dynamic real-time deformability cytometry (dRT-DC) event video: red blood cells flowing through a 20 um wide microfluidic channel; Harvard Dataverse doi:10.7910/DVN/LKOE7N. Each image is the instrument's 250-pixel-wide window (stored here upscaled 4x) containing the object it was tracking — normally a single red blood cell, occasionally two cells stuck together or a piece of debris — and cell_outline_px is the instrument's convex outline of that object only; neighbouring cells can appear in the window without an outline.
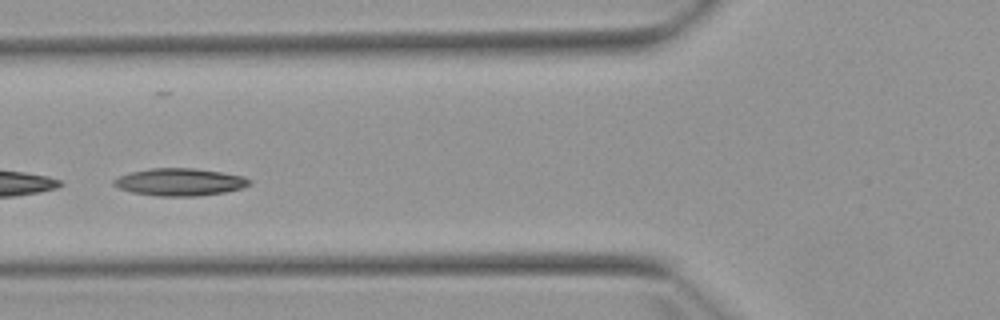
{"species": "Egyptian fruit bat (a non-hibernating species)", "species_latin": "Rousettus aegyptiacus", "temperature_condition": "warm", "stored_images_in_passage": 4, "camera_frame_rate_fps": 3000, "um_per_image_px": 0.085, "animal": {"sex": "female"}, "frame": {"image": 1, "passage_image": 2, "time_ms": 1.333, "image_size_px": [1000, 320], "cell_outline_px": [[252, 184], [240, 188], [224, 192], [196, 196], [156, 196], [132, 192], [120, 188], [112, 184], [112, 180], [120, 176], [132, 172], [152, 168], [196, 168], [244, 176], [252, 180]], "centroid_in_image_um": [15.3, 15.47], "position_along_channel_um": 110.5, "area_um2": 21.56}}
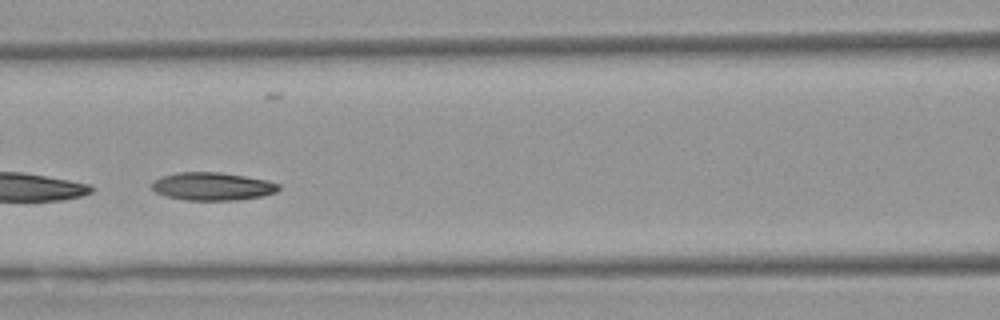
{"frame": {"image": 2, "passage_image": 3, "time_ms": 2.333, "image_size_px": [1000, 320], "cell_outline_px": [[280, 188], [276, 192], [260, 196], [240, 200], [184, 200], [168, 196], [156, 192], [152, 188], [152, 184], [156, 180], [164, 176], [180, 172], [220, 172], [268, 180], [280, 184]], "centroid_in_image_um": [18.1, 15.84], "position_along_channel_um": 148.5, "area_um2": 20.46}}
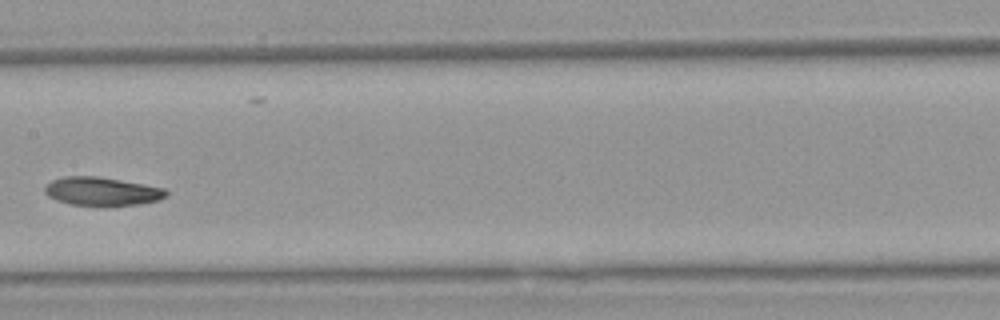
{"frame": {"image": 3, "passage_image": 4, "time_ms": 3.667, "image_size_px": [1000, 320], "cell_outline_px": [[168, 196], [160, 200], [140, 204], [104, 208], [72, 204], [56, 200], [48, 196], [44, 192], [44, 188], [52, 180], [64, 176], [96, 176], [144, 184], [164, 188], [168, 192]], "centroid_in_image_um": [8.69, 16.3], "position_along_channel_um": 198.7, "area_um2": 20.69}}